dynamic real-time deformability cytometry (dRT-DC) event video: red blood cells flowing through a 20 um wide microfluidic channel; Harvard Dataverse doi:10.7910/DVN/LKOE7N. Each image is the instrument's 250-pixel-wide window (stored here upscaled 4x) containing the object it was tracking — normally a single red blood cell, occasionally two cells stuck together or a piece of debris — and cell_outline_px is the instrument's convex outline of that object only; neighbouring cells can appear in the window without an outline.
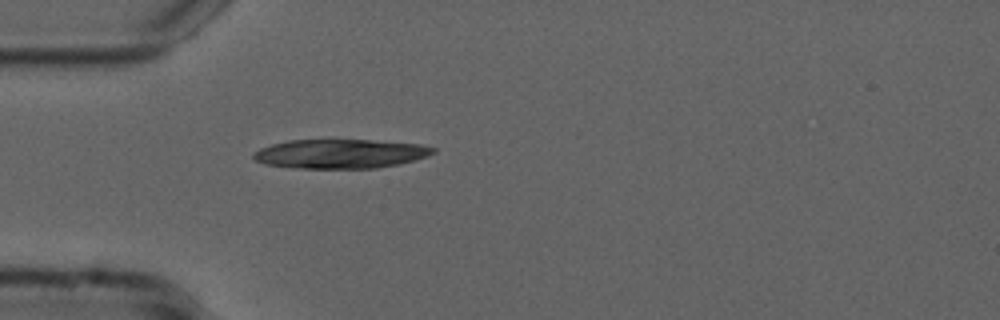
{"species": "common noctule bat (a hibernating species)", "species_latin": "Nyctalus noctula", "temperature_condition": "cold", "stored_images_in_passage": 39, "camera_frame_rate_fps": 3000, "um_per_image_px": 0.085, "animal": {"sex": "male", "forearm_length_mm": 52.5}, "frame": {"image": 1, "passage_image": 1, "time_ms": 0.0, "image_size_px": [1000, 320], "cell_outline_px": [[436, 152], [428, 156], [416, 160], [400, 164], [376, 168], [300, 168], [264, 164], [256, 160], [252, 156], [260, 148], [272, 144], [288, 140], [368, 140], [420, 144], [436, 148]], "centroid_in_image_um": [28.97, 13.07], "position_along_channel_um": 56.0, "area_um2": 30.46}}
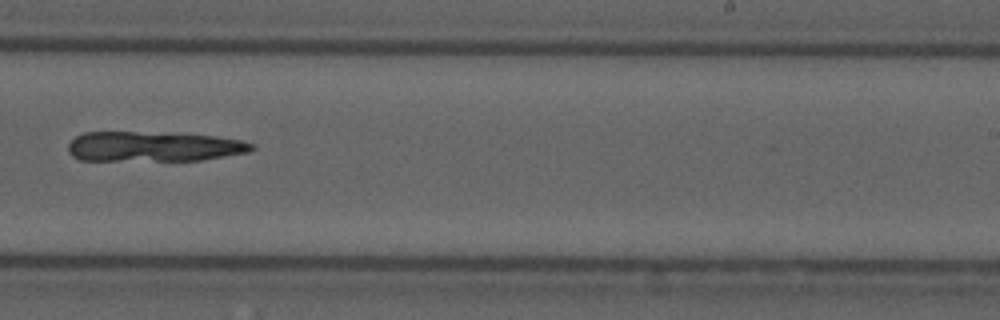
{"frame": {"image": 2, "passage_image": 19, "time_ms": 6.0, "image_size_px": [1000, 320], "cell_outline_px": [[256, 148], [248, 152], [200, 160], [80, 160], [72, 156], [68, 152], [68, 144], [76, 136], [84, 132], [136, 132], [216, 136], [240, 140], [256, 144]], "centroid_in_image_um": [13.04, 12.46], "position_along_channel_um": 276.0, "area_um2": 31.85}}